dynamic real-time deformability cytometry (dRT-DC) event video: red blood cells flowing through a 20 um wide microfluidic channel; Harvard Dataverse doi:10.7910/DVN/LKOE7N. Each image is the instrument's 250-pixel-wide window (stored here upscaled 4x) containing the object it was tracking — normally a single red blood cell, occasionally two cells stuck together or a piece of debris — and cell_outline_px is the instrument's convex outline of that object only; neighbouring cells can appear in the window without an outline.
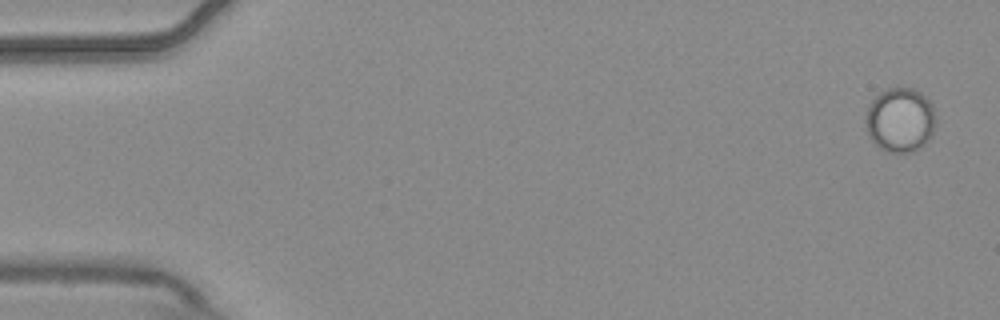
{"species": "common noctule bat (a hibernating species)", "species_latin": "Nyctalus noctula", "temperature_condition": "warm", "stored_images_in_passage": 5, "camera_frame_rate_fps": 3000, "um_per_image_px": 0.085, "animal": {"sex": "male", "body_mass_g": 20.4}, "frame": {"image": 1, "passage_image": 1, "time_ms": 0.0, "image_size_px": [1000, 320], "cell_outline_px": [[936, 120], [932, 136], [924, 144], [912, 152], [892, 152], [880, 148], [868, 136], [864, 120], [868, 104], [880, 92], [888, 88], [912, 88], [920, 92], [932, 104]], "centroid_in_image_um": [76.5, 10.19], "position_along_channel_um": 8.5, "area_um2": 26.47}}